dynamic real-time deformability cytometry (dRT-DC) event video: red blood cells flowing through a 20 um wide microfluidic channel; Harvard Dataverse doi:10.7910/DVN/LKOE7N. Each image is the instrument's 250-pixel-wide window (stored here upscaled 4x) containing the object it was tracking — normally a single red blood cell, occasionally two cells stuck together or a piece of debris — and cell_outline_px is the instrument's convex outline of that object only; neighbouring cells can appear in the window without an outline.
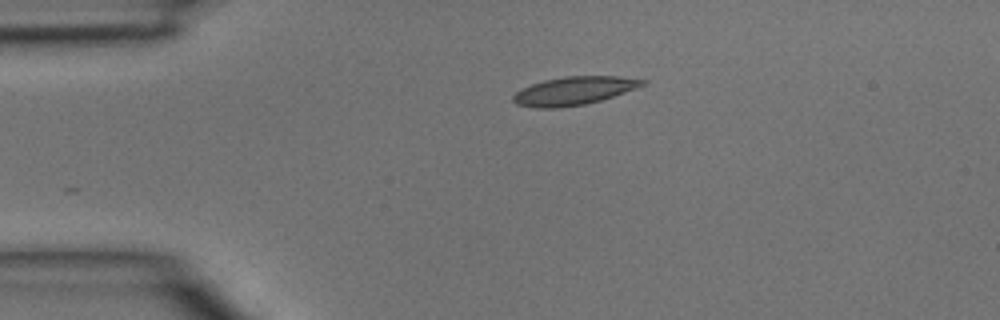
{"species": "common noctule bat (a hibernating species)", "species_latin": "Nyctalus noctula", "temperature_condition": "room temperature", "stored_images_in_passage": 3, "camera_frame_rate_fps": 3000, "um_per_image_px": 0.085, "animal": {"sex": "male", "body_mass_g": 15.6}, "frame": {"image": 1, "passage_image": 1, "time_ms": 0.0, "image_size_px": [1000, 320], "cell_outline_px": [[648, 84], [600, 100], [584, 104], [556, 108], [536, 108], [516, 104], [512, 100], [512, 96], [516, 92], [532, 84], [544, 80], [568, 76], [616, 76], [648, 80]], "centroid_in_image_um": [48.79, 7.71], "position_along_channel_um": 36.2, "area_um2": 21.1}}